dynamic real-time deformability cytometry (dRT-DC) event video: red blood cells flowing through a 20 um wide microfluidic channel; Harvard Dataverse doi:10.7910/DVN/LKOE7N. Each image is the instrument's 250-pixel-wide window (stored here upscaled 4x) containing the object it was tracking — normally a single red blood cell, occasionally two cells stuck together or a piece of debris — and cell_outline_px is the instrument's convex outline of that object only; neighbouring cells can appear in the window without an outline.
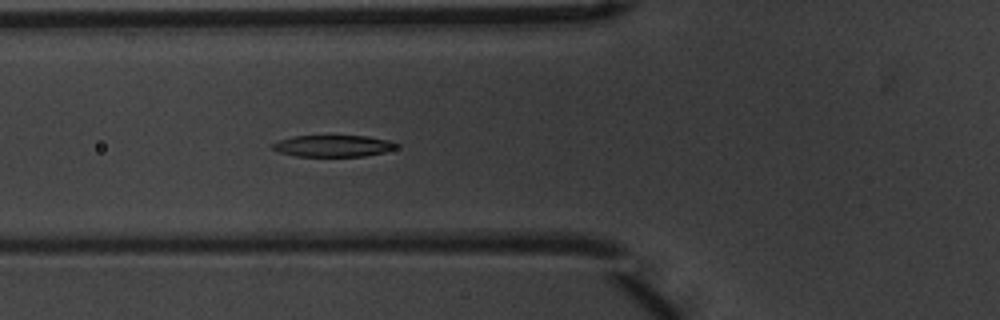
{"species": "common noctule bat (a hibernating species)", "species_latin": "Nyctalus noctula", "temperature_condition": "warm", "stored_images_in_passage": 5, "camera_frame_rate_fps": 3000, "um_per_image_px": 0.085, "animal": {"sex": "male", "body_mass_g": 20.1, "forearm_length_mm": 53.5}, "frame": {"image": 1, "passage_image": 5, "time_ms": 1.333, "image_size_px": [1000, 320], "cell_outline_px": [[400, 144], [396, 148], [384, 152], [364, 156], [296, 156], [280, 152], [272, 148], [272, 144], [280, 140], [292, 136], [368, 136], [392, 140]], "centroid_in_image_um": [28.38, 12.4], "position_along_channel_um": 97.4, "area_um2": 15.61}}